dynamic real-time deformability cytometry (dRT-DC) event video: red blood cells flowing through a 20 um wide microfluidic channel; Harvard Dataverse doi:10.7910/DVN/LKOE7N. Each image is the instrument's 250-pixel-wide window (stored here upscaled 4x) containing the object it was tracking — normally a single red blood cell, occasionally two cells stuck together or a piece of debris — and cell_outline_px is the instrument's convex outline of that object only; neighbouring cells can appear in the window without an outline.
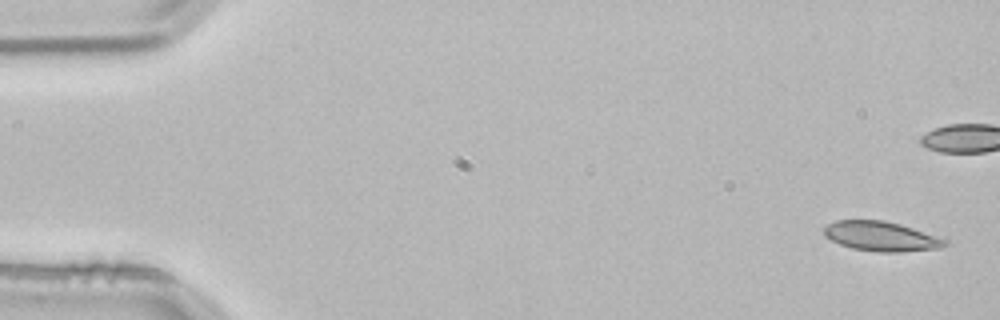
{"species": "common noctule bat (a hibernating species)", "species_latin": "Nyctalus noctula", "temperature_condition": "room temperature", "stored_images_in_passage": 5, "camera_frame_rate_fps": 3000, "um_per_image_px": 0.085, "animal": {"sex": "male", "body_mass_g": 21.5, "forearm_length_mm": 52.0}, "frame": {"image": 1, "passage_image": 1, "time_ms": 0.0, "image_size_px": [1000, 320], "cell_outline_px": [[948, 244], [940, 248], [900, 252], [880, 252], [852, 248], [840, 244], [824, 236], [824, 228], [828, 224], [836, 220], [884, 220], [900, 224], [948, 240]], "centroid_in_image_um": [74.89, 20.08], "position_along_channel_um": 10.1, "area_um2": 20.75}}
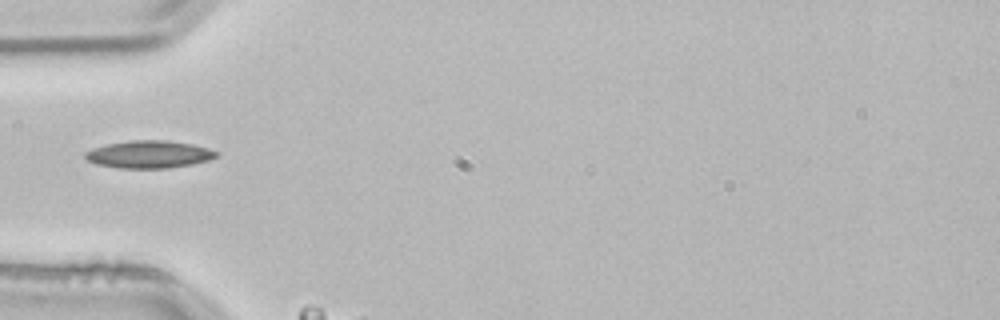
{"frame": {"image": 2, "passage_image": 4, "time_ms": 1.0, "image_size_px": [1000, 320], "cell_outline_px": [[220, 156], [208, 160], [192, 164], [168, 168], [120, 168], [96, 164], [88, 160], [84, 156], [84, 152], [92, 148], [108, 144], [132, 140], [164, 140], [192, 144], [208, 148], [220, 152]], "centroid_in_image_um": [12.69, 13.12], "position_along_channel_um": 72.3, "area_um2": 21.04}}